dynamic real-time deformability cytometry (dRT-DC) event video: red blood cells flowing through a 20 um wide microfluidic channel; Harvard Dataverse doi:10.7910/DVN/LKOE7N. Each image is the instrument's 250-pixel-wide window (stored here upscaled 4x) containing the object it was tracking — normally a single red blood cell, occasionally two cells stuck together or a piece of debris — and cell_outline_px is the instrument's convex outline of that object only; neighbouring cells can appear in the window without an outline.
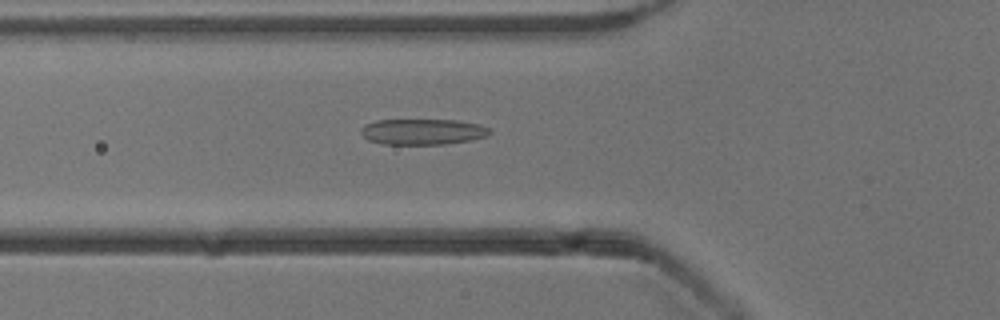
{"species": "common noctule bat (a hibernating species)", "species_latin": "Nyctalus noctula", "temperature_condition": "cold", "stored_images_in_passage": 53, "camera_frame_rate_fps": 3000, "um_per_image_px": 0.085, "animal": {"sex": "male", "body_mass_g": 13.3}, "frame": {"image": 1, "passage_image": 19, "time_ms": 6.0, "image_size_px": [1000, 320], "cell_outline_px": [[492, 132], [488, 136], [472, 140], [444, 144], [384, 144], [368, 140], [360, 132], [360, 128], [364, 124], [376, 120], [456, 120], [480, 124], [488, 128]], "centroid_in_image_um": [35.93, 11.19], "position_along_channel_um": 89.9, "area_um2": 19.48}}
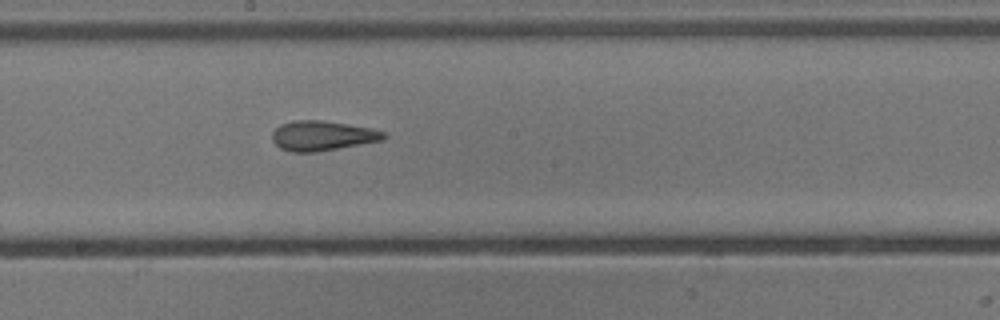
{"frame": {"image": 2, "passage_image": 29, "time_ms": 9.333, "image_size_px": [1000, 320], "cell_outline_px": [[388, 136], [384, 140], [316, 152], [292, 152], [280, 148], [272, 140], [272, 132], [280, 124], [292, 120], [320, 120], [348, 124], [372, 128], [384, 132]], "centroid_in_image_um": [27.4, 11.53], "position_along_channel_um": 220.8, "area_um2": 19.48}}
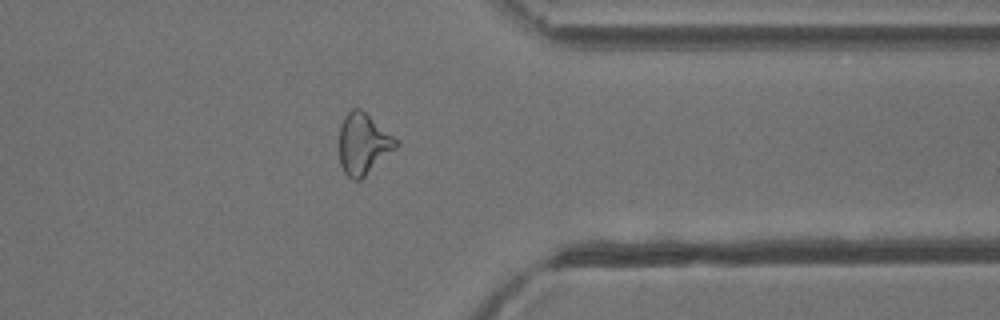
{"frame": {"image": 3, "passage_image": 42, "time_ms": 13.667, "image_size_px": [1000, 320], "cell_outline_px": [[400, 144], [396, 148], [360, 180], [352, 180], [344, 172], [340, 164], [340, 128], [344, 116], [352, 108], [360, 108], [400, 140]], "centroid_in_image_um": [30.9, 12.22], "position_along_channel_um": 380.5, "area_um2": 20.23}, "authors_computed_cell_mechanics": {"area_um2": 20.3456, "velocity_mm_per_s": 3.8978, "shape_relaxation_time_tau1_ms": null, "shape_relaxation_time_tau2_ms": 2.323, "deformation_change_tau1": null, "deformation_change_tau2": 0.1145}}